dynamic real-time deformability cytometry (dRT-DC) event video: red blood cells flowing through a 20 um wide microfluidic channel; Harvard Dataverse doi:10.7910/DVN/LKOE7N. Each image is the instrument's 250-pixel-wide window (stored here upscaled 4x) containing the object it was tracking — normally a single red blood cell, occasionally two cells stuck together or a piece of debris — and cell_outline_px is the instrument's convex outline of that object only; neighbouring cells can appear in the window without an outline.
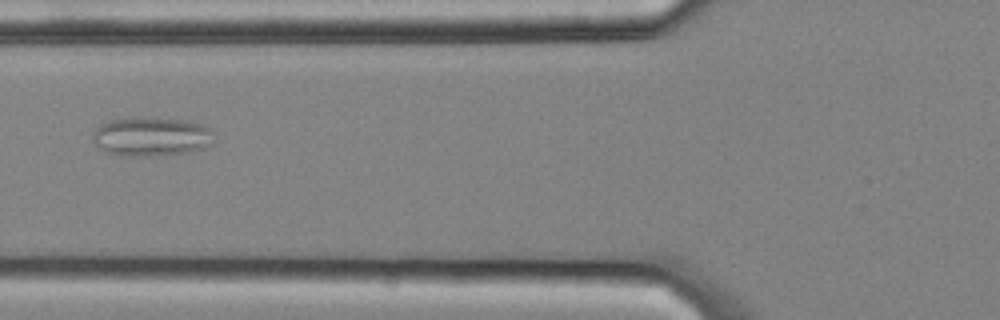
{"species": "common noctule bat (a hibernating species)", "species_latin": "Nyctalus noctula", "temperature_condition": "cold", "stored_images_in_passage": 6, "camera_frame_rate_fps": 3000, "um_per_image_px": 0.085, "animal": {"sex": "male", "body_mass_g": 20.4}, "frame": {"image": 1, "passage_image": 6, "time_ms": 1.667, "image_size_px": [1000, 320], "cell_outline_px": [[212, 144], [204, 148], [188, 152], [148, 156], [124, 156], [108, 152], [100, 148], [92, 140], [92, 132], [100, 124], [108, 120], [132, 116], [188, 120], [212, 128]], "centroid_in_image_um": [12.84, 11.58], "position_along_channel_um": 113.0, "area_um2": 27.98}}